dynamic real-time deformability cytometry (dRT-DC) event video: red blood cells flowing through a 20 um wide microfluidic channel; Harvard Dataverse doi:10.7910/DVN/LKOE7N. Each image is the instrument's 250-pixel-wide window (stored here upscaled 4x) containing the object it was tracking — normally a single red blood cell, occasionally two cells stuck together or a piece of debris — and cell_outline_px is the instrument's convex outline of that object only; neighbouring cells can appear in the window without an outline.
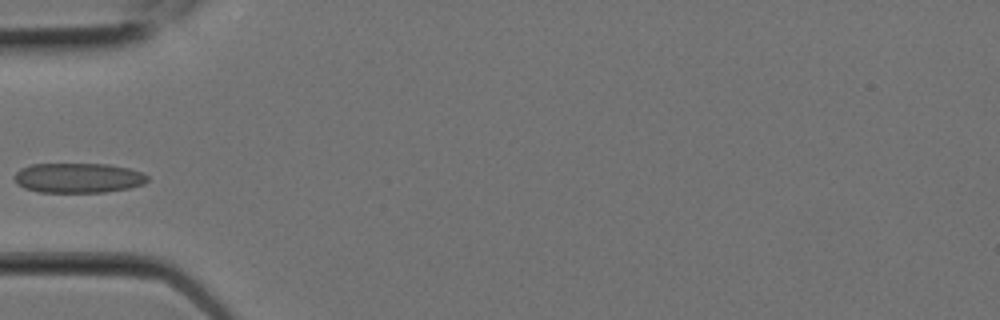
{"species": "Egyptian fruit bat (a non-hibernating species)", "species_latin": "Rousettus aegyptiacus", "temperature_condition": "room temperature", "stored_images_in_passage": 9, "camera_frame_rate_fps": 3000, "um_per_image_px": 0.085, "animal": {"sex": "female"}, "frame": {"image": 1, "passage_image": 6, "time_ms": 1.667, "image_size_px": [1000, 320], "cell_outline_px": [[148, 180], [144, 184], [128, 188], [104, 192], [40, 192], [24, 188], [16, 184], [12, 176], [20, 168], [32, 164], [108, 164], [128, 168], [140, 172], [148, 176]], "centroid_in_image_um": [6.6, 15.12], "position_along_channel_um": 78.4, "area_um2": 23.24}}
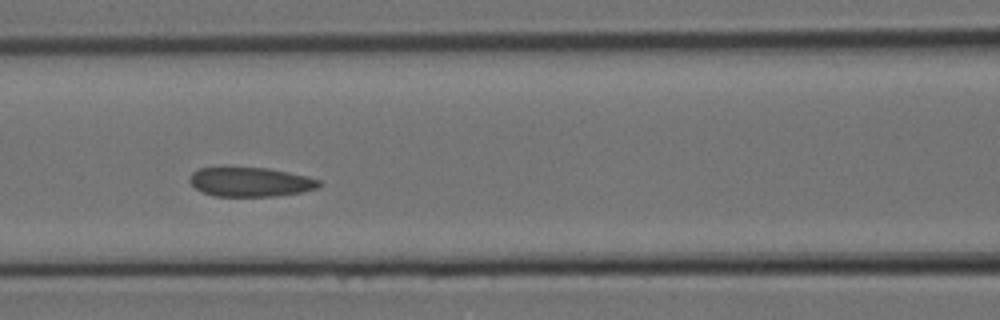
{"frame": {"image": 2, "passage_image": 8, "time_ms": 2.333, "image_size_px": [1000, 320], "cell_outline_px": [[320, 184], [316, 188], [300, 192], [276, 196], [216, 196], [204, 192], [196, 188], [188, 180], [188, 176], [192, 172], [200, 168], [268, 168], [308, 176], [320, 180]], "centroid_in_image_um": [21.27, 15.46], "position_along_channel_um": 145.3, "area_um2": 21.85}}
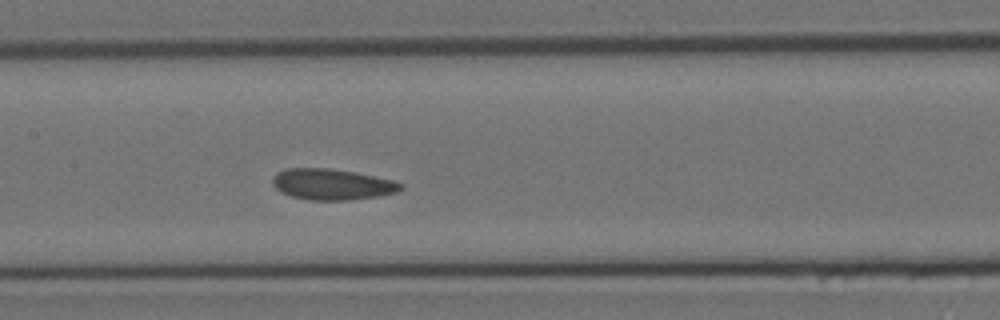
{"frame": {"image": 3, "passage_image": 9, "time_ms": 2.667, "image_size_px": [1000, 320], "cell_outline_px": [[404, 188], [396, 192], [380, 196], [348, 200], [308, 200], [292, 196], [280, 192], [272, 184], [272, 176], [276, 172], [284, 168], [328, 168], [352, 172], [396, 180], [404, 184]], "centroid_in_image_um": [28.22, 15.67], "position_along_channel_um": 179.2, "area_um2": 23.35}}